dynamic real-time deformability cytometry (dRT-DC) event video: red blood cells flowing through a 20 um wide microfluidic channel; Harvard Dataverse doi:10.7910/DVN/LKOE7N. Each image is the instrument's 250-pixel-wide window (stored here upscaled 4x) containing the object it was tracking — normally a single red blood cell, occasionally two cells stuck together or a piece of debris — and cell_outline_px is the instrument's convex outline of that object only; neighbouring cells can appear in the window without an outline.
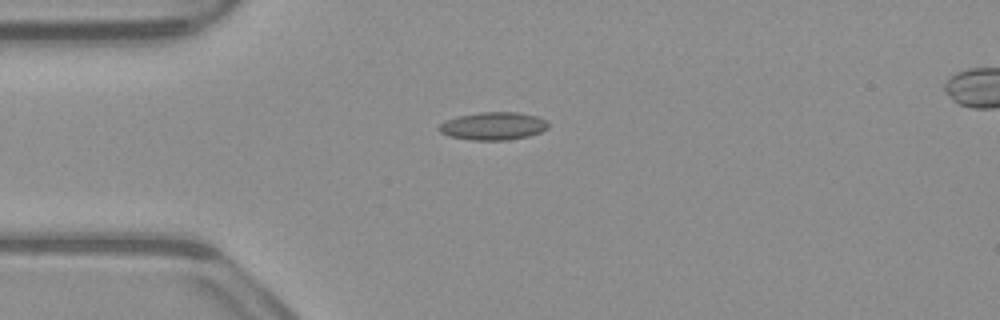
{"species": "common noctule bat (a hibernating species)", "species_latin": "Nyctalus noctula", "temperature_condition": "warm", "stored_images_in_passage": 40, "camera_frame_rate_fps": 3000, "um_per_image_px": 0.085, "animal": {"sex": "male", "body_mass_g": 23.1, "forearm_length_mm": 52.7}, "frame": {"image": 1, "passage_image": 1, "time_ms": 0.0, "image_size_px": [1000, 320], "cell_outline_px": [[548, 128], [540, 132], [528, 136], [508, 140], [472, 140], [448, 136], [440, 132], [436, 128], [440, 124], [448, 120], [460, 116], [480, 112], [520, 112], [536, 116], [548, 120]], "centroid_in_image_um": [41.94, 10.71], "position_along_channel_um": 43.1, "area_um2": 17.74}}
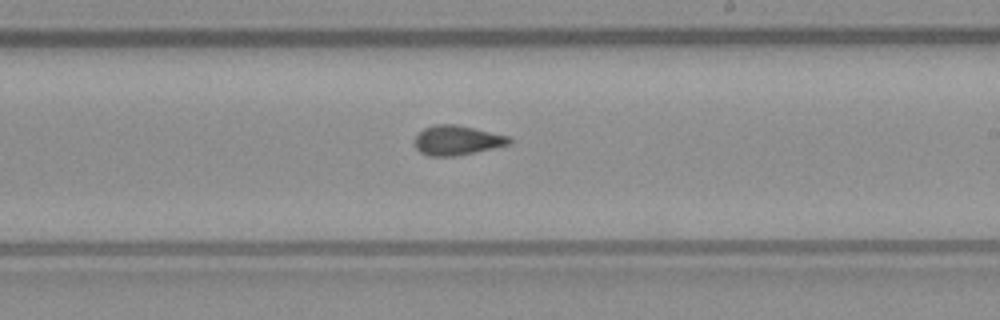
{"frame": {"image": 2, "passage_image": 18, "time_ms": 5.667, "image_size_px": [1000, 320], "cell_outline_px": [[512, 140], [508, 144], [492, 148], [456, 156], [428, 156], [420, 152], [416, 148], [416, 136], [424, 128], [436, 124], [456, 124], [508, 136]], "centroid_in_image_um": [38.82, 11.92], "position_along_channel_um": 250.2, "area_um2": 16.01}}
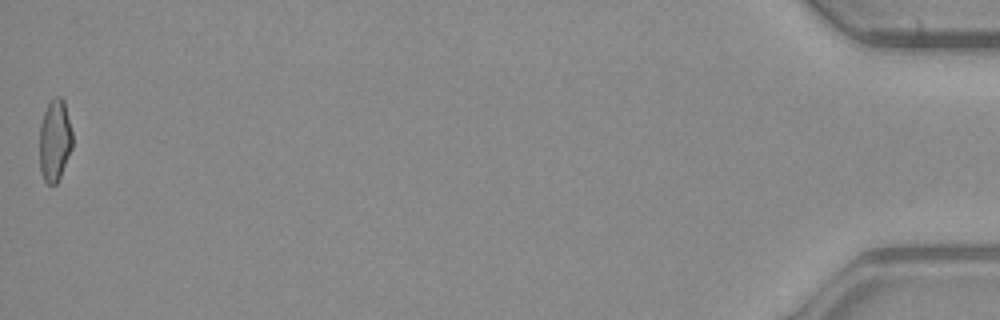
{"frame": {"image": 3, "passage_image": 40, "time_ms": 13.0, "image_size_px": [1000, 320], "cell_outline_px": [[72, 148], [60, 176], [56, 184], [48, 184], [44, 180], [40, 168], [40, 124], [44, 112], [48, 104], [56, 96], [60, 96], [64, 100], [72, 132]], "centroid_in_image_um": [4.66, 11.92], "position_along_channel_um": 430.5, "area_um2": 15.55}, "authors_computed_cell_mechanics": {"area_um2": 16.184, "velocity_mm_per_s": 3.9542, "shape_relaxation_time_tau1_ms": 7.4285, "shape_relaxation_time_tau2_ms": 1.5055, "deformation_change_tau1": 0.1863, "deformation_change_tau2": 0.0837}}